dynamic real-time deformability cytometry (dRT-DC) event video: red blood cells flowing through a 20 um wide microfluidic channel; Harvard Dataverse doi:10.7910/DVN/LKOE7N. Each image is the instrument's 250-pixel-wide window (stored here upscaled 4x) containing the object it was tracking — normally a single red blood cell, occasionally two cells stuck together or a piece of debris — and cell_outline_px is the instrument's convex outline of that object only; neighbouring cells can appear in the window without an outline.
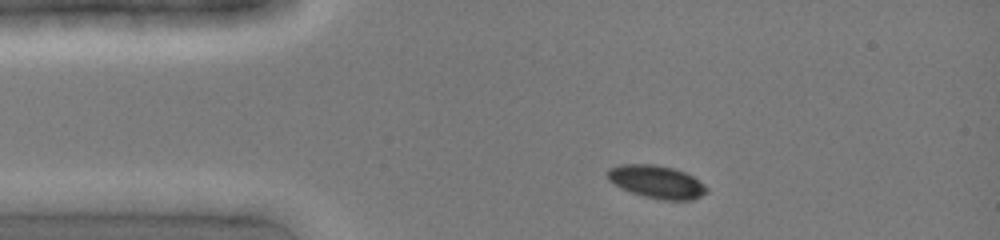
{"species": "common noctule bat (a hibernating species)", "species_latin": "Nyctalus noctula", "temperature_condition": "cold", "stored_images_in_passage": 11, "camera_frame_rate_fps": 3000, "um_per_image_px": 0.085, "animal": {"sex": "female", "body_mass_g": 19.0, "forearm_length_mm": 51.5}, "frame": {"image": 1, "passage_image": 1, "time_ms": 0.0, "image_size_px": [1000, 240], "cell_outline_px": [[708, 192], [692, 200], [664, 200], [644, 196], [620, 188], [608, 180], [604, 172], [608, 168], [620, 164], [656, 164], [672, 168], [684, 172], [692, 176], [704, 184], [708, 188]], "centroid_in_image_um": [55.77, 15.44], "position_along_channel_um": 29.2, "area_um2": 19.13}}
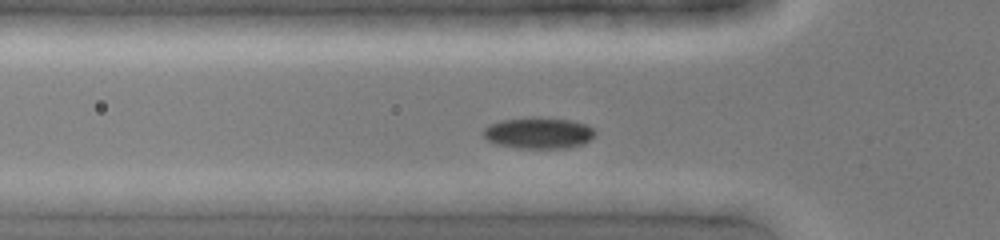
{"frame": {"image": 2, "passage_image": 7, "time_ms": 2.0, "image_size_px": [1000, 240], "cell_outline_px": [[596, 136], [584, 144], [564, 148], [520, 148], [496, 144], [488, 140], [484, 136], [484, 128], [488, 124], [500, 120], [536, 116], [540, 116], [568, 120], [584, 124], [592, 128], [596, 132]], "centroid_in_image_um": [45.78, 11.29], "position_along_channel_um": 80.0, "area_um2": 20.52}}